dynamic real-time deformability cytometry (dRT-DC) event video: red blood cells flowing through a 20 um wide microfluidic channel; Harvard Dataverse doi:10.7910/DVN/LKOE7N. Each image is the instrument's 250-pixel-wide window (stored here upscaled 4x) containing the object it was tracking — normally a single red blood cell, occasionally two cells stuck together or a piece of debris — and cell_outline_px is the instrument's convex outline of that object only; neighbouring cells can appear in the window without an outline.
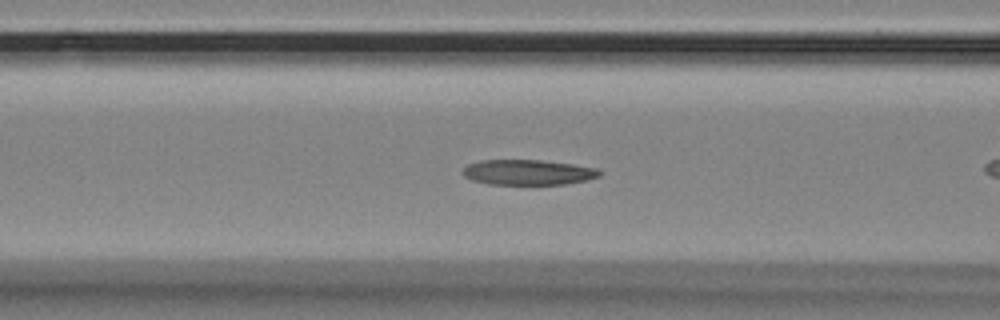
{"species": "Egyptian fruit bat (a non-hibernating species)", "species_latin": "Rousettus aegyptiacus", "temperature_condition": "room temperature", "stored_images_in_passage": 16, "camera_frame_rate_fps": 3000, "um_per_image_px": 0.085, "animal": {"sex": "female"}, "frame": {"image": 1, "passage_image": 14, "time_ms": 4.333, "image_size_px": [1000, 320], "cell_outline_px": [[600, 176], [588, 180], [564, 184], [488, 184], [472, 180], [464, 176], [460, 172], [468, 164], [480, 160], [540, 160], [572, 164], [596, 168], [600, 172]], "centroid_in_image_um": [44.85, 14.64], "position_along_channel_um": 121.8, "area_um2": 20.11}}